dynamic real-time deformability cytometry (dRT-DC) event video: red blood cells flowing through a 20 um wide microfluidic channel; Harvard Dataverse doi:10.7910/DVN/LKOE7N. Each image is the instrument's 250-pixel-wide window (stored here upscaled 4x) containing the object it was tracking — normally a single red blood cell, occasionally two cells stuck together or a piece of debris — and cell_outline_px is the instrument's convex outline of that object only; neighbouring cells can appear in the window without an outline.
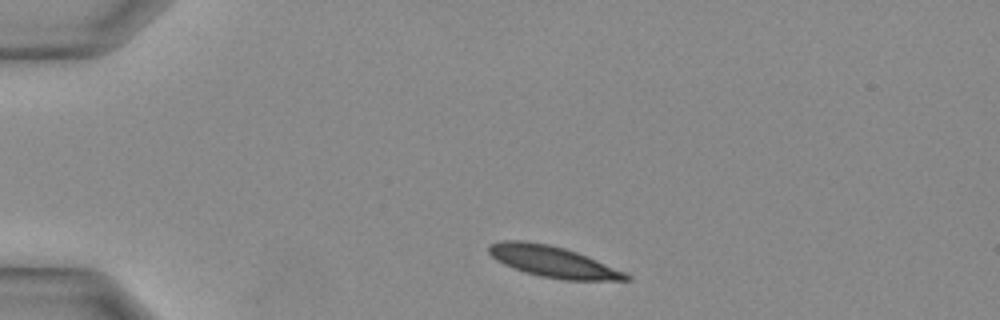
{"species": "Egyptian fruit bat (a non-hibernating species)", "species_latin": "Rousettus aegyptiacus", "temperature_condition": "warm", "stored_images_in_passage": 27, "camera_frame_rate_fps": 3000, "um_per_image_px": 0.085, "animal": {"sex": "female"}, "frame": {"image": 1, "passage_image": 1, "time_ms": 0.0, "image_size_px": [1000, 320], "cell_outline_px": [[632, 280], [564, 280], [540, 276], [504, 264], [496, 260], [488, 252], [488, 244], [500, 240], [524, 240], [548, 244], [564, 248], [588, 256], [624, 272], [632, 276]], "centroid_in_image_um": [46.98, 22.23], "position_along_channel_um": 38.0, "area_um2": 24.74}}
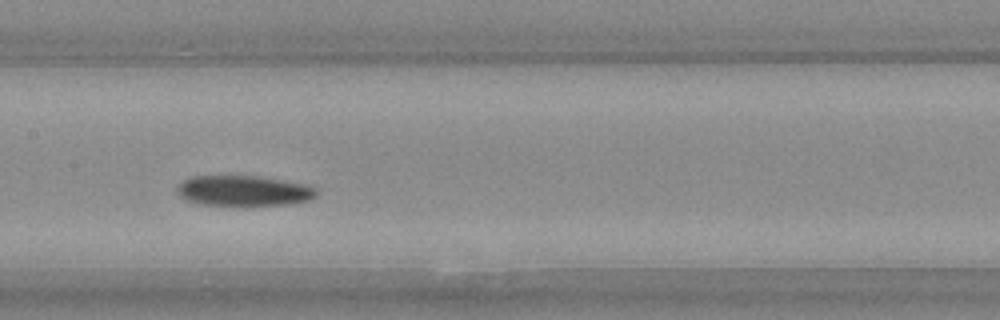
{"frame": {"image": 2, "passage_image": 11, "time_ms": 3.333, "image_size_px": [1000, 320], "cell_outline_px": [[316, 196], [308, 200], [292, 204], [204, 204], [184, 200], [180, 196], [176, 188], [184, 180], [192, 176], [260, 176], [304, 184], [316, 188]], "centroid_in_image_um": [20.7, 16.2], "position_along_channel_um": 186.7, "area_um2": 24.22}}
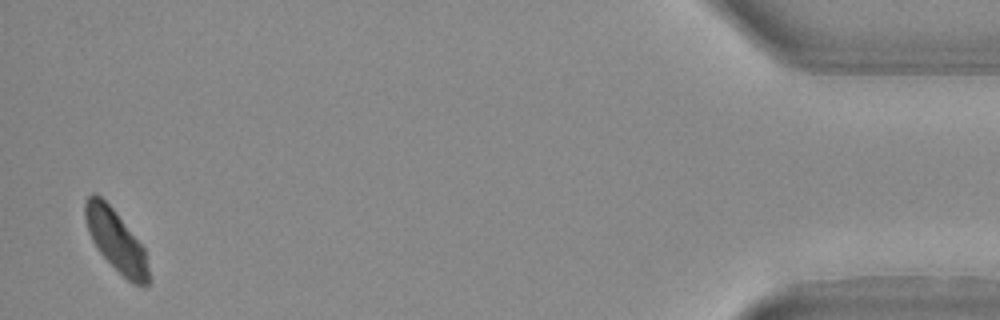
{"frame": {"image": 3, "passage_image": 27, "time_ms": 8.667, "image_size_px": [1000, 320], "cell_outline_px": [[152, 280], [148, 288], [144, 288], [132, 284], [100, 252], [92, 240], [88, 232], [84, 216], [84, 200], [92, 192], [96, 192], [116, 212], [144, 248]], "centroid_in_image_um": [9.89, 20.49], "position_along_channel_um": 425.3, "area_um2": 22.95}}